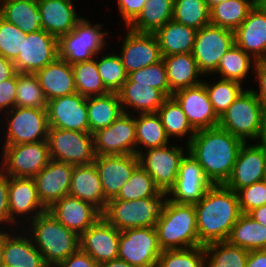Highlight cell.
<instances>
[{"label": "cell", "mask_w": 266, "mask_h": 267, "mask_svg": "<svg viewBox=\"0 0 266 267\" xmlns=\"http://www.w3.org/2000/svg\"><path fill=\"white\" fill-rule=\"evenodd\" d=\"M27 33L0 16V55L14 62L22 50Z\"/></svg>", "instance_id": "cell-51"}, {"label": "cell", "mask_w": 266, "mask_h": 267, "mask_svg": "<svg viewBox=\"0 0 266 267\" xmlns=\"http://www.w3.org/2000/svg\"><path fill=\"white\" fill-rule=\"evenodd\" d=\"M15 73L14 63L0 55V82L11 78Z\"/></svg>", "instance_id": "cell-59"}, {"label": "cell", "mask_w": 266, "mask_h": 267, "mask_svg": "<svg viewBox=\"0 0 266 267\" xmlns=\"http://www.w3.org/2000/svg\"><path fill=\"white\" fill-rule=\"evenodd\" d=\"M235 44L256 61L266 59V13L257 5L234 31Z\"/></svg>", "instance_id": "cell-26"}, {"label": "cell", "mask_w": 266, "mask_h": 267, "mask_svg": "<svg viewBox=\"0 0 266 267\" xmlns=\"http://www.w3.org/2000/svg\"><path fill=\"white\" fill-rule=\"evenodd\" d=\"M0 16L25 33L42 30L37 0H0Z\"/></svg>", "instance_id": "cell-33"}, {"label": "cell", "mask_w": 266, "mask_h": 267, "mask_svg": "<svg viewBox=\"0 0 266 267\" xmlns=\"http://www.w3.org/2000/svg\"><path fill=\"white\" fill-rule=\"evenodd\" d=\"M155 267H205L204 246L163 250Z\"/></svg>", "instance_id": "cell-49"}, {"label": "cell", "mask_w": 266, "mask_h": 267, "mask_svg": "<svg viewBox=\"0 0 266 267\" xmlns=\"http://www.w3.org/2000/svg\"><path fill=\"white\" fill-rule=\"evenodd\" d=\"M263 180L266 181V165H265V171H264V177Z\"/></svg>", "instance_id": "cell-66"}, {"label": "cell", "mask_w": 266, "mask_h": 267, "mask_svg": "<svg viewBox=\"0 0 266 267\" xmlns=\"http://www.w3.org/2000/svg\"><path fill=\"white\" fill-rule=\"evenodd\" d=\"M247 214L256 222L266 226V205L254 208Z\"/></svg>", "instance_id": "cell-60"}, {"label": "cell", "mask_w": 266, "mask_h": 267, "mask_svg": "<svg viewBox=\"0 0 266 267\" xmlns=\"http://www.w3.org/2000/svg\"><path fill=\"white\" fill-rule=\"evenodd\" d=\"M136 125V155L151 148H160L170 143L161 118L157 113L138 114ZM139 147V148H138Z\"/></svg>", "instance_id": "cell-36"}, {"label": "cell", "mask_w": 266, "mask_h": 267, "mask_svg": "<svg viewBox=\"0 0 266 267\" xmlns=\"http://www.w3.org/2000/svg\"><path fill=\"white\" fill-rule=\"evenodd\" d=\"M204 251L205 267H245L249 254V250L228 241L209 243L204 246Z\"/></svg>", "instance_id": "cell-42"}, {"label": "cell", "mask_w": 266, "mask_h": 267, "mask_svg": "<svg viewBox=\"0 0 266 267\" xmlns=\"http://www.w3.org/2000/svg\"><path fill=\"white\" fill-rule=\"evenodd\" d=\"M4 116L8 118L4 145L47 140L49 124L46 109L15 106Z\"/></svg>", "instance_id": "cell-11"}, {"label": "cell", "mask_w": 266, "mask_h": 267, "mask_svg": "<svg viewBox=\"0 0 266 267\" xmlns=\"http://www.w3.org/2000/svg\"><path fill=\"white\" fill-rule=\"evenodd\" d=\"M8 205L10 220L18 224L26 215L28 220H34L38 215L47 211L38 197L34 178L9 177ZM29 215V216H28ZM22 216V217H20ZM29 217H32L29 219Z\"/></svg>", "instance_id": "cell-24"}, {"label": "cell", "mask_w": 266, "mask_h": 267, "mask_svg": "<svg viewBox=\"0 0 266 267\" xmlns=\"http://www.w3.org/2000/svg\"><path fill=\"white\" fill-rule=\"evenodd\" d=\"M35 75L48 101L77 92L72 66L60 57Z\"/></svg>", "instance_id": "cell-29"}, {"label": "cell", "mask_w": 266, "mask_h": 267, "mask_svg": "<svg viewBox=\"0 0 266 267\" xmlns=\"http://www.w3.org/2000/svg\"><path fill=\"white\" fill-rule=\"evenodd\" d=\"M222 1H224V0H205L209 9H211L216 4L221 3Z\"/></svg>", "instance_id": "cell-64"}, {"label": "cell", "mask_w": 266, "mask_h": 267, "mask_svg": "<svg viewBox=\"0 0 266 267\" xmlns=\"http://www.w3.org/2000/svg\"><path fill=\"white\" fill-rule=\"evenodd\" d=\"M73 165L50 160L33 178L38 197L49 208L55 201L69 195Z\"/></svg>", "instance_id": "cell-25"}, {"label": "cell", "mask_w": 266, "mask_h": 267, "mask_svg": "<svg viewBox=\"0 0 266 267\" xmlns=\"http://www.w3.org/2000/svg\"><path fill=\"white\" fill-rule=\"evenodd\" d=\"M241 146L230 178L224 184L236 193L253 183L263 180L266 165V144Z\"/></svg>", "instance_id": "cell-18"}, {"label": "cell", "mask_w": 266, "mask_h": 267, "mask_svg": "<svg viewBox=\"0 0 266 267\" xmlns=\"http://www.w3.org/2000/svg\"><path fill=\"white\" fill-rule=\"evenodd\" d=\"M264 104L252 89L243 90L219 118L221 128L247 142H260L264 130Z\"/></svg>", "instance_id": "cell-6"}, {"label": "cell", "mask_w": 266, "mask_h": 267, "mask_svg": "<svg viewBox=\"0 0 266 267\" xmlns=\"http://www.w3.org/2000/svg\"><path fill=\"white\" fill-rule=\"evenodd\" d=\"M120 231L101 217L80 235V249L98 264L118 258Z\"/></svg>", "instance_id": "cell-22"}, {"label": "cell", "mask_w": 266, "mask_h": 267, "mask_svg": "<svg viewBox=\"0 0 266 267\" xmlns=\"http://www.w3.org/2000/svg\"><path fill=\"white\" fill-rule=\"evenodd\" d=\"M125 82L149 84L150 87L160 90L167 98L172 97L163 59L155 64L131 72Z\"/></svg>", "instance_id": "cell-50"}, {"label": "cell", "mask_w": 266, "mask_h": 267, "mask_svg": "<svg viewBox=\"0 0 266 267\" xmlns=\"http://www.w3.org/2000/svg\"><path fill=\"white\" fill-rule=\"evenodd\" d=\"M237 195L242 214H247L254 208L266 205V181L261 180L244 187L237 192Z\"/></svg>", "instance_id": "cell-52"}, {"label": "cell", "mask_w": 266, "mask_h": 267, "mask_svg": "<svg viewBox=\"0 0 266 267\" xmlns=\"http://www.w3.org/2000/svg\"><path fill=\"white\" fill-rule=\"evenodd\" d=\"M172 97L182 107L188 122L195 131L218 126L219 117L213 109L203 82L180 89L174 92Z\"/></svg>", "instance_id": "cell-20"}, {"label": "cell", "mask_w": 266, "mask_h": 267, "mask_svg": "<svg viewBox=\"0 0 266 267\" xmlns=\"http://www.w3.org/2000/svg\"><path fill=\"white\" fill-rule=\"evenodd\" d=\"M174 0H147L138 17L127 27L140 33H155L173 18Z\"/></svg>", "instance_id": "cell-37"}, {"label": "cell", "mask_w": 266, "mask_h": 267, "mask_svg": "<svg viewBox=\"0 0 266 267\" xmlns=\"http://www.w3.org/2000/svg\"><path fill=\"white\" fill-rule=\"evenodd\" d=\"M1 267H12V266H9V265H2Z\"/></svg>", "instance_id": "cell-67"}, {"label": "cell", "mask_w": 266, "mask_h": 267, "mask_svg": "<svg viewBox=\"0 0 266 267\" xmlns=\"http://www.w3.org/2000/svg\"><path fill=\"white\" fill-rule=\"evenodd\" d=\"M235 44L234 31L213 24L197 30L192 49L193 57L203 75H211L220 58Z\"/></svg>", "instance_id": "cell-12"}, {"label": "cell", "mask_w": 266, "mask_h": 267, "mask_svg": "<svg viewBox=\"0 0 266 267\" xmlns=\"http://www.w3.org/2000/svg\"><path fill=\"white\" fill-rule=\"evenodd\" d=\"M186 151L180 163L176 183L168 192V198L176 203L195 204L213 184L188 149Z\"/></svg>", "instance_id": "cell-17"}, {"label": "cell", "mask_w": 266, "mask_h": 267, "mask_svg": "<svg viewBox=\"0 0 266 267\" xmlns=\"http://www.w3.org/2000/svg\"><path fill=\"white\" fill-rule=\"evenodd\" d=\"M254 69V73L256 74L255 78L259 85V91H255L254 89L253 92L261 100L264 106H266V61H256Z\"/></svg>", "instance_id": "cell-57"}, {"label": "cell", "mask_w": 266, "mask_h": 267, "mask_svg": "<svg viewBox=\"0 0 266 267\" xmlns=\"http://www.w3.org/2000/svg\"><path fill=\"white\" fill-rule=\"evenodd\" d=\"M17 72L0 82V112L5 114L16 106Z\"/></svg>", "instance_id": "cell-53"}, {"label": "cell", "mask_w": 266, "mask_h": 267, "mask_svg": "<svg viewBox=\"0 0 266 267\" xmlns=\"http://www.w3.org/2000/svg\"><path fill=\"white\" fill-rule=\"evenodd\" d=\"M8 191H9V176H6L0 171V225L5 224L14 226L15 224L10 220L9 205H8ZM7 224V225H6ZM13 224V225H12ZM0 229H3V227Z\"/></svg>", "instance_id": "cell-55"}, {"label": "cell", "mask_w": 266, "mask_h": 267, "mask_svg": "<svg viewBox=\"0 0 266 267\" xmlns=\"http://www.w3.org/2000/svg\"><path fill=\"white\" fill-rule=\"evenodd\" d=\"M155 229L162 251L202 245L197 232L194 204L176 203L169 199Z\"/></svg>", "instance_id": "cell-4"}, {"label": "cell", "mask_w": 266, "mask_h": 267, "mask_svg": "<svg viewBox=\"0 0 266 267\" xmlns=\"http://www.w3.org/2000/svg\"><path fill=\"white\" fill-rule=\"evenodd\" d=\"M157 114L160 116L164 129L169 139L172 137L182 138L188 135L185 149H188V144L193 138L196 131L188 122L187 116L182 110L179 103L173 98L168 97L163 105L158 109ZM187 147V148H186Z\"/></svg>", "instance_id": "cell-41"}, {"label": "cell", "mask_w": 266, "mask_h": 267, "mask_svg": "<svg viewBox=\"0 0 266 267\" xmlns=\"http://www.w3.org/2000/svg\"><path fill=\"white\" fill-rule=\"evenodd\" d=\"M47 102L37 76L17 72L16 106L46 109Z\"/></svg>", "instance_id": "cell-46"}, {"label": "cell", "mask_w": 266, "mask_h": 267, "mask_svg": "<svg viewBox=\"0 0 266 267\" xmlns=\"http://www.w3.org/2000/svg\"><path fill=\"white\" fill-rule=\"evenodd\" d=\"M184 150L183 147L168 144L147 149L138 155L139 164L152 177L161 192H169L175 185L181 160L187 153Z\"/></svg>", "instance_id": "cell-13"}, {"label": "cell", "mask_w": 266, "mask_h": 267, "mask_svg": "<svg viewBox=\"0 0 266 267\" xmlns=\"http://www.w3.org/2000/svg\"><path fill=\"white\" fill-rule=\"evenodd\" d=\"M256 60L245 53L236 44L230 48L221 58L217 69L212 75H220L221 79L234 80L242 84L249 71L254 70Z\"/></svg>", "instance_id": "cell-40"}, {"label": "cell", "mask_w": 266, "mask_h": 267, "mask_svg": "<svg viewBox=\"0 0 266 267\" xmlns=\"http://www.w3.org/2000/svg\"><path fill=\"white\" fill-rule=\"evenodd\" d=\"M168 192H161L155 197L136 200L111 199L102 213V217L119 231L130 228L155 227L163 215L169 200Z\"/></svg>", "instance_id": "cell-5"}, {"label": "cell", "mask_w": 266, "mask_h": 267, "mask_svg": "<svg viewBox=\"0 0 266 267\" xmlns=\"http://www.w3.org/2000/svg\"><path fill=\"white\" fill-rule=\"evenodd\" d=\"M243 144V140L216 126L196 131L188 144V152L197 160L213 185L225 184Z\"/></svg>", "instance_id": "cell-1"}, {"label": "cell", "mask_w": 266, "mask_h": 267, "mask_svg": "<svg viewBox=\"0 0 266 267\" xmlns=\"http://www.w3.org/2000/svg\"><path fill=\"white\" fill-rule=\"evenodd\" d=\"M47 143L50 160L73 166L95 161L93 134L49 127Z\"/></svg>", "instance_id": "cell-8"}, {"label": "cell", "mask_w": 266, "mask_h": 267, "mask_svg": "<svg viewBox=\"0 0 266 267\" xmlns=\"http://www.w3.org/2000/svg\"><path fill=\"white\" fill-rule=\"evenodd\" d=\"M194 207L199 242L203 246L227 241L242 214L237 193L224 184L212 185Z\"/></svg>", "instance_id": "cell-2"}, {"label": "cell", "mask_w": 266, "mask_h": 267, "mask_svg": "<svg viewBox=\"0 0 266 267\" xmlns=\"http://www.w3.org/2000/svg\"><path fill=\"white\" fill-rule=\"evenodd\" d=\"M172 19L199 30L210 24V9L205 0H174Z\"/></svg>", "instance_id": "cell-44"}, {"label": "cell", "mask_w": 266, "mask_h": 267, "mask_svg": "<svg viewBox=\"0 0 266 267\" xmlns=\"http://www.w3.org/2000/svg\"><path fill=\"white\" fill-rule=\"evenodd\" d=\"M4 229H0V267L3 265V252H4Z\"/></svg>", "instance_id": "cell-62"}, {"label": "cell", "mask_w": 266, "mask_h": 267, "mask_svg": "<svg viewBox=\"0 0 266 267\" xmlns=\"http://www.w3.org/2000/svg\"><path fill=\"white\" fill-rule=\"evenodd\" d=\"M227 241L246 250L266 249V226L241 214L233 225Z\"/></svg>", "instance_id": "cell-38"}, {"label": "cell", "mask_w": 266, "mask_h": 267, "mask_svg": "<svg viewBox=\"0 0 266 267\" xmlns=\"http://www.w3.org/2000/svg\"><path fill=\"white\" fill-rule=\"evenodd\" d=\"M59 57V39L44 30L27 33L13 62L18 73L35 74Z\"/></svg>", "instance_id": "cell-15"}, {"label": "cell", "mask_w": 266, "mask_h": 267, "mask_svg": "<svg viewBox=\"0 0 266 267\" xmlns=\"http://www.w3.org/2000/svg\"><path fill=\"white\" fill-rule=\"evenodd\" d=\"M69 195L92 204L101 213L104 212L108 201L94 163L73 166Z\"/></svg>", "instance_id": "cell-28"}, {"label": "cell", "mask_w": 266, "mask_h": 267, "mask_svg": "<svg viewBox=\"0 0 266 267\" xmlns=\"http://www.w3.org/2000/svg\"><path fill=\"white\" fill-rule=\"evenodd\" d=\"M127 28L140 14L147 0H116Z\"/></svg>", "instance_id": "cell-54"}, {"label": "cell", "mask_w": 266, "mask_h": 267, "mask_svg": "<svg viewBox=\"0 0 266 267\" xmlns=\"http://www.w3.org/2000/svg\"><path fill=\"white\" fill-rule=\"evenodd\" d=\"M260 142L266 144V106L264 108V130Z\"/></svg>", "instance_id": "cell-63"}, {"label": "cell", "mask_w": 266, "mask_h": 267, "mask_svg": "<svg viewBox=\"0 0 266 267\" xmlns=\"http://www.w3.org/2000/svg\"><path fill=\"white\" fill-rule=\"evenodd\" d=\"M3 148L0 171L9 177L33 178L50 161L47 140L4 145Z\"/></svg>", "instance_id": "cell-9"}, {"label": "cell", "mask_w": 266, "mask_h": 267, "mask_svg": "<svg viewBox=\"0 0 266 267\" xmlns=\"http://www.w3.org/2000/svg\"><path fill=\"white\" fill-rule=\"evenodd\" d=\"M49 127L89 132L87 97L73 93L47 102Z\"/></svg>", "instance_id": "cell-16"}, {"label": "cell", "mask_w": 266, "mask_h": 267, "mask_svg": "<svg viewBox=\"0 0 266 267\" xmlns=\"http://www.w3.org/2000/svg\"><path fill=\"white\" fill-rule=\"evenodd\" d=\"M103 25H92L87 18H82L68 34L59 39V57L69 64L92 60L99 56L107 45Z\"/></svg>", "instance_id": "cell-7"}, {"label": "cell", "mask_w": 266, "mask_h": 267, "mask_svg": "<svg viewBox=\"0 0 266 267\" xmlns=\"http://www.w3.org/2000/svg\"><path fill=\"white\" fill-rule=\"evenodd\" d=\"M118 258L134 267H155L162 249L155 227L120 231Z\"/></svg>", "instance_id": "cell-10"}, {"label": "cell", "mask_w": 266, "mask_h": 267, "mask_svg": "<svg viewBox=\"0 0 266 267\" xmlns=\"http://www.w3.org/2000/svg\"><path fill=\"white\" fill-rule=\"evenodd\" d=\"M99 59L96 60L97 69L105 88L109 92L117 93L128 79V74L120 56L112 52L103 54Z\"/></svg>", "instance_id": "cell-48"}, {"label": "cell", "mask_w": 266, "mask_h": 267, "mask_svg": "<svg viewBox=\"0 0 266 267\" xmlns=\"http://www.w3.org/2000/svg\"><path fill=\"white\" fill-rule=\"evenodd\" d=\"M245 267H266V249L250 250Z\"/></svg>", "instance_id": "cell-58"}, {"label": "cell", "mask_w": 266, "mask_h": 267, "mask_svg": "<svg viewBox=\"0 0 266 267\" xmlns=\"http://www.w3.org/2000/svg\"><path fill=\"white\" fill-rule=\"evenodd\" d=\"M196 32L197 30L194 28L182 25L173 19L168 21L154 33L158 40L162 57L192 53Z\"/></svg>", "instance_id": "cell-34"}, {"label": "cell", "mask_w": 266, "mask_h": 267, "mask_svg": "<svg viewBox=\"0 0 266 267\" xmlns=\"http://www.w3.org/2000/svg\"><path fill=\"white\" fill-rule=\"evenodd\" d=\"M162 59L172 94L203 82V79L200 80L203 73L199 70L192 53L173 54L164 56Z\"/></svg>", "instance_id": "cell-32"}, {"label": "cell", "mask_w": 266, "mask_h": 267, "mask_svg": "<svg viewBox=\"0 0 266 267\" xmlns=\"http://www.w3.org/2000/svg\"><path fill=\"white\" fill-rule=\"evenodd\" d=\"M100 176L102 189L107 201L117 197L122 186L139 165L135 154L96 156L93 162Z\"/></svg>", "instance_id": "cell-21"}, {"label": "cell", "mask_w": 266, "mask_h": 267, "mask_svg": "<svg viewBox=\"0 0 266 267\" xmlns=\"http://www.w3.org/2000/svg\"><path fill=\"white\" fill-rule=\"evenodd\" d=\"M56 267H99V264L90 255L79 249Z\"/></svg>", "instance_id": "cell-56"}, {"label": "cell", "mask_w": 266, "mask_h": 267, "mask_svg": "<svg viewBox=\"0 0 266 267\" xmlns=\"http://www.w3.org/2000/svg\"><path fill=\"white\" fill-rule=\"evenodd\" d=\"M123 112L118 93L87 97L89 133L110 126Z\"/></svg>", "instance_id": "cell-35"}, {"label": "cell", "mask_w": 266, "mask_h": 267, "mask_svg": "<svg viewBox=\"0 0 266 267\" xmlns=\"http://www.w3.org/2000/svg\"><path fill=\"white\" fill-rule=\"evenodd\" d=\"M27 222L30 224L25 233L28 231V235H31L34 245L49 267H56L80 249V236L61 224L49 211Z\"/></svg>", "instance_id": "cell-3"}, {"label": "cell", "mask_w": 266, "mask_h": 267, "mask_svg": "<svg viewBox=\"0 0 266 267\" xmlns=\"http://www.w3.org/2000/svg\"><path fill=\"white\" fill-rule=\"evenodd\" d=\"M121 48L118 55L127 74L162 60L154 33H140L128 28Z\"/></svg>", "instance_id": "cell-19"}, {"label": "cell", "mask_w": 266, "mask_h": 267, "mask_svg": "<svg viewBox=\"0 0 266 267\" xmlns=\"http://www.w3.org/2000/svg\"><path fill=\"white\" fill-rule=\"evenodd\" d=\"M47 211L79 236L102 217L95 206L70 195L55 201Z\"/></svg>", "instance_id": "cell-23"}, {"label": "cell", "mask_w": 266, "mask_h": 267, "mask_svg": "<svg viewBox=\"0 0 266 267\" xmlns=\"http://www.w3.org/2000/svg\"><path fill=\"white\" fill-rule=\"evenodd\" d=\"M99 267H134L119 258L99 264Z\"/></svg>", "instance_id": "cell-61"}, {"label": "cell", "mask_w": 266, "mask_h": 267, "mask_svg": "<svg viewBox=\"0 0 266 267\" xmlns=\"http://www.w3.org/2000/svg\"><path fill=\"white\" fill-rule=\"evenodd\" d=\"M71 66L77 93L85 97L109 93L99 75L95 57L92 60L75 63Z\"/></svg>", "instance_id": "cell-43"}, {"label": "cell", "mask_w": 266, "mask_h": 267, "mask_svg": "<svg viewBox=\"0 0 266 267\" xmlns=\"http://www.w3.org/2000/svg\"><path fill=\"white\" fill-rule=\"evenodd\" d=\"M152 177L139 164L132 172L130 178L122 186L115 199L136 200L141 198L155 197L160 194Z\"/></svg>", "instance_id": "cell-45"}, {"label": "cell", "mask_w": 266, "mask_h": 267, "mask_svg": "<svg viewBox=\"0 0 266 267\" xmlns=\"http://www.w3.org/2000/svg\"><path fill=\"white\" fill-rule=\"evenodd\" d=\"M42 30L60 39L83 18L77 16L72 0H37Z\"/></svg>", "instance_id": "cell-27"}, {"label": "cell", "mask_w": 266, "mask_h": 267, "mask_svg": "<svg viewBox=\"0 0 266 267\" xmlns=\"http://www.w3.org/2000/svg\"><path fill=\"white\" fill-rule=\"evenodd\" d=\"M203 83L213 109L219 118L244 90L242 84L234 80L220 79L213 85L205 80Z\"/></svg>", "instance_id": "cell-47"}, {"label": "cell", "mask_w": 266, "mask_h": 267, "mask_svg": "<svg viewBox=\"0 0 266 267\" xmlns=\"http://www.w3.org/2000/svg\"><path fill=\"white\" fill-rule=\"evenodd\" d=\"M130 115L124 112L110 126L93 133L96 156L136 155L135 115Z\"/></svg>", "instance_id": "cell-14"}, {"label": "cell", "mask_w": 266, "mask_h": 267, "mask_svg": "<svg viewBox=\"0 0 266 267\" xmlns=\"http://www.w3.org/2000/svg\"><path fill=\"white\" fill-rule=\"evenodd\" d=\"M117 93L123 112L131 113L128 110L131 108L133 114L157 113L167 99L160 90L150 87L149 84L136 82H125Z\"/></svg>", "instance_id": "cell-31"}, {"label": "cell", "mask_w": 266, "mask_h": 267, "mask_svg": "<svg viewBox=\"0 0 266 267\" xmlns=\"http://www.w3.org/2000/svg\"><path fill=\"white\" fill-rule=\"evenodd\" d=\"M256 4L266 13V0H256Z\"/></svg>", "instance_id": "cell-65"}, {"label": "cell", "mask_w": 266, "mask_h": 267, "mask_svg": "<svg viewBox=\"0 0 266 267\" xmlns=\"http://www.w3.org/2000/svg\"><path fill=\"white\" fill-rule=\"evenodd\" d=\"M255 4L256 0H224L210 9V24L235 31Z\"/></svg>", "instance_id": "cell-39"}, {"label": "cell", "mask_w": 266, "mask_h": 267, "mask_svg": "<svg viewBox=\"0 0 266 267\" xmlns=\"http://www.w3.org/2000/svg\"><path fill=\"white\" fill-rule=\"evenodd\" d=\"M6 230V231H5ZM4 230L3 265L12 267H49L31 236ZM17 234V235H16Z\"/></svg>", "instance_id": "cell-30"}]
</instances>
